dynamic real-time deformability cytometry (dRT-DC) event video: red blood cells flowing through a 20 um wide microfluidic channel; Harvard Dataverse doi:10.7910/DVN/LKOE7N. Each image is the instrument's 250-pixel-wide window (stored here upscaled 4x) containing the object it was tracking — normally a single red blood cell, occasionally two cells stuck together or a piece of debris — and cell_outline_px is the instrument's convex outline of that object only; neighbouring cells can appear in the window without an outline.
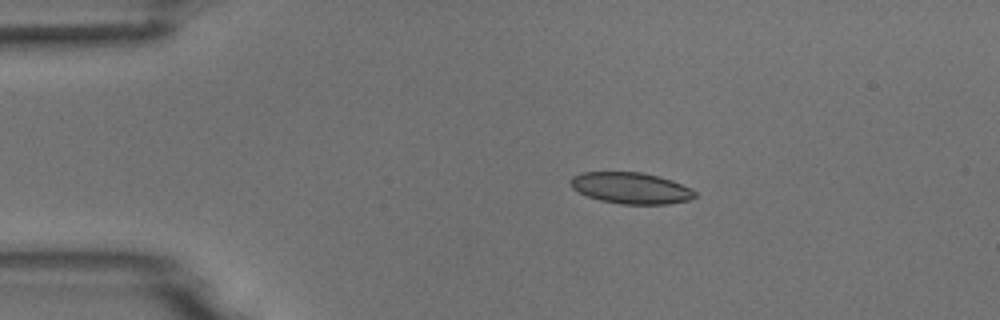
{"species": "common noctule bat (a hibernating species)", "species_latin": "Nyctalus noctula", "temperature_condition": "room temperature", "stored_images_in_passage": 3, "camera_frame_rate_fps": 3000, "um_per_image_px": 0.085, "animal": {"sex": "male", "body_mass_g": 18.8}, "frame": {"image": 1, "passage_image": 1, "time_ms": 0.0, "image_size_px": [1000, 320], "cell_outline_px": [[696, 196], [688, 200], [668, 204], [620, 204], [600, 200], [588, 196], [572, 188], [568, 180], [572, 176], [580, 172], [640, 172], [660, 176], [672, 180], [696, 192]], "centroid_in_image_um": [53.59, 15.98], "position_along_channel_um": 31.4, "area_um2": 22.66}}
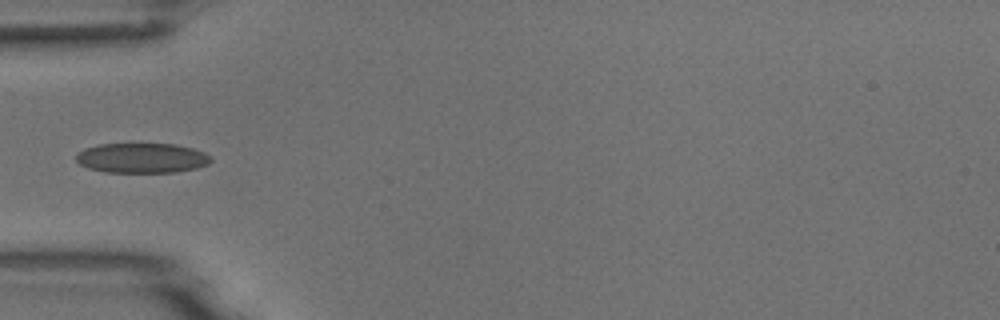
{"frame": {"image": 2, "passage_image": 3, "time_ms": 2.333, "image_size_px": [1000, 320], "cell_outline_px": [[212, 160], [208, 164], [196, 168], [176, 172], [104, 172], [88, 168], [80, 164], [76, 160], [76, 156], [84, 148], [100, 144], [176, 144], [192, 148], [204, 152], [212, 156]], "centroid_in_image_um": [12.08, 13.43], "position_along_channel_um": 72.9, "area_um2": 23.52}}